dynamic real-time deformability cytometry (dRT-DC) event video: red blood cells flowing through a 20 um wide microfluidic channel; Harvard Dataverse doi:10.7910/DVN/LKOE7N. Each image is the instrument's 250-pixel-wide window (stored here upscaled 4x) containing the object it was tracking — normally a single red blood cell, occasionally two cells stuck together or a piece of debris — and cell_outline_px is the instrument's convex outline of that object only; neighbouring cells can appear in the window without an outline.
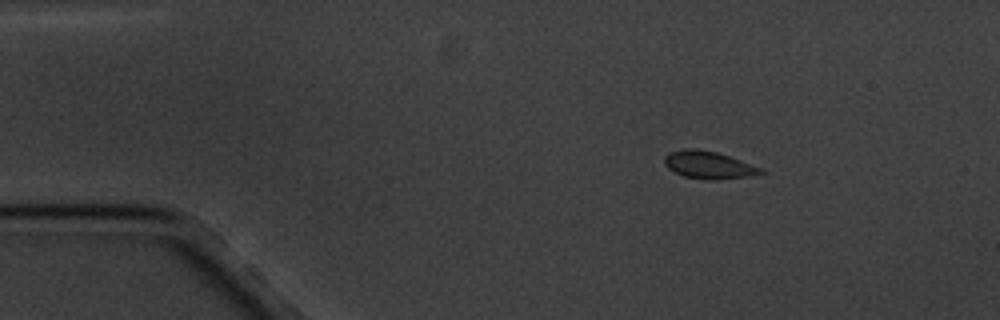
{"species": "common noctule bat (a hibernating species)", "species_latin": "Nyctalus noctula", "temperature_condition": "cold", "stored_images_in_passage": 12, "camera_frame_rate_fps": 3000, "um_per_image_px": 0.085, "animal": {"sex": "male", "body_mass_g": 20.1, "forearm_length_mm": 53.5}, "frame": {"image": 1, "passage_image": 2, "time_ms": 1.333, "image_size_px": [1000, 320], "cell_outline_px": [[768, 172], [752, 176], [712, 180], [704, 180], [684, 176], [668, 168], [664, 164], [664, 156], [668, 152], [684, 148], [696, 148], [716, 152], [740, 160], [760, 168]], "centroid_in_image_um": [60.21, 14.02], "position_along_channel_um": 24.8, "area_um2": 15.49}}
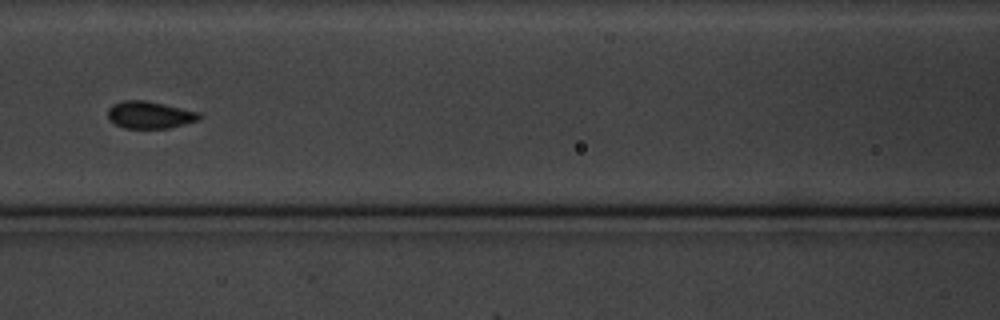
{"frame": {"image": 2, "passage_image": 7, "time_ms": 7.0, "image_size_px": [1000, 320], "cell_outline_px": [[204, 116], [196, 120], [184, 124], [168, 128], [124, 128], [108, 120], [108, 108], [112, 104], [124, 100], [148, 100], [200, 112]], "centroid_in_image_um": [12.72, 9.75], "position_along_channel_um": 153.9, "area_um2": 14.62}}
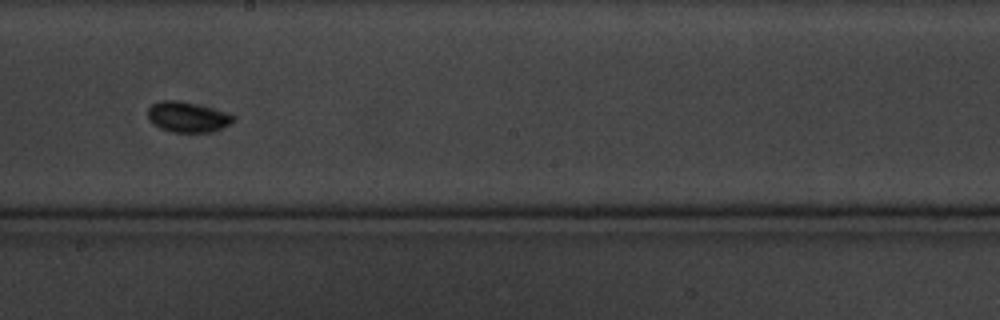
{"frame": {"image": 3, "passage_image": 9, "time_ms": 9.333, "image_size_px": [1000, 320], "cell_outline_px": [[236, 120], [232, 124], [208, 132], [172, 132], [160, 128], [152, 124], [148, 120], [148, 108], [152, 104], [164, 100], [176, 100], [228, 112], [236, 116]], "centroid_in_image_um": [15.95, 9.95], "position_along_channel_um": 232.2, "area_um2": 15.14}}